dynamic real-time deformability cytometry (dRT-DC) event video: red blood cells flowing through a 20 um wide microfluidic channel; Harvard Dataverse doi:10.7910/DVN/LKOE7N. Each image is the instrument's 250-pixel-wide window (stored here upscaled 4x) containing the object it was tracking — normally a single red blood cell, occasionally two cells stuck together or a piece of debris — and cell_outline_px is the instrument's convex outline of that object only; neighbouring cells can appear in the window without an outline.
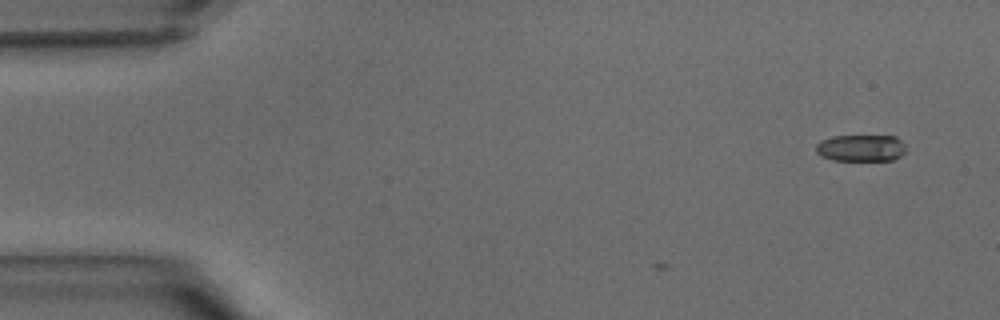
{"species": "common noctule bat (a hibernating species)", "species_latin": "Nyctalus noctula", "temperature_condition": "warm", "stored_images_in_passage": 2, "camera_frame_rate_fps": 3000, "um_per_image_px": 0.085, "animal": {"sex": "male", "body_mass_g": 15.6}, "frame": {"image": 1, "passage_image": 2, "time_ms": 0.333, "image_size_px": [1000, 320], "cell_outline_px": [[904, 152], [900, 156], [892, 160], [832, 160], [820, 156], [816, 152], [816, 144], [820, 140], [832, 136], [896, 136], [904, 144]], "centroid_in_image_um": [73.14, 12.58], "position_along_channel_um": 11.9, "area_um2": 14.05}}